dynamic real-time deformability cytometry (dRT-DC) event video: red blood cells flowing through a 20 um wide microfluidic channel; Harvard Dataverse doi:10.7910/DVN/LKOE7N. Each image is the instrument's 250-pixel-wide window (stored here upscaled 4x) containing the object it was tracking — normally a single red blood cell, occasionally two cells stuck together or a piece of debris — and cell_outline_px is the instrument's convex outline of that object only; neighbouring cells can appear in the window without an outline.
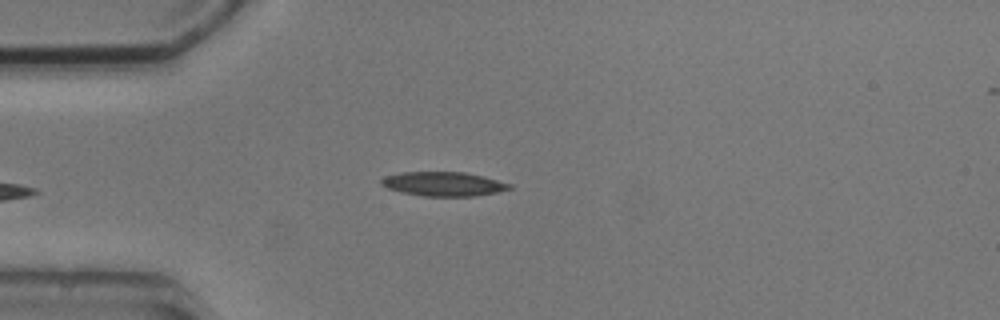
{"species": "common noctule bat (a hibernating species)", "species_latin": "Nyctalus noctula", "temperature_condition": "cold", "stored_images_in_passage": 2, "camera_frame_rate_fps": 3000, "um_per_image_px": 0.085, "animal": {"sex": "male", "body_mass_g": 20.5, "forearm_length_mm": 52.5}, "frame": {"image": 1, "passage_image": 2, "time_ms": 1.333, "image_size_px": [1000, 320], "cell_outline_px": [[512, 188], [496, 192], [476, 196], [424, 196], [400, 192], [388, 188], [380, 184], [380, 180], [384, 176], [400, 172], [464, 172], [484, 176], [512, 184]], "centroid_in_image_um": [37.68, 15.63], "position_along_channel_um": 47.3, "area_um2": 18.15}}